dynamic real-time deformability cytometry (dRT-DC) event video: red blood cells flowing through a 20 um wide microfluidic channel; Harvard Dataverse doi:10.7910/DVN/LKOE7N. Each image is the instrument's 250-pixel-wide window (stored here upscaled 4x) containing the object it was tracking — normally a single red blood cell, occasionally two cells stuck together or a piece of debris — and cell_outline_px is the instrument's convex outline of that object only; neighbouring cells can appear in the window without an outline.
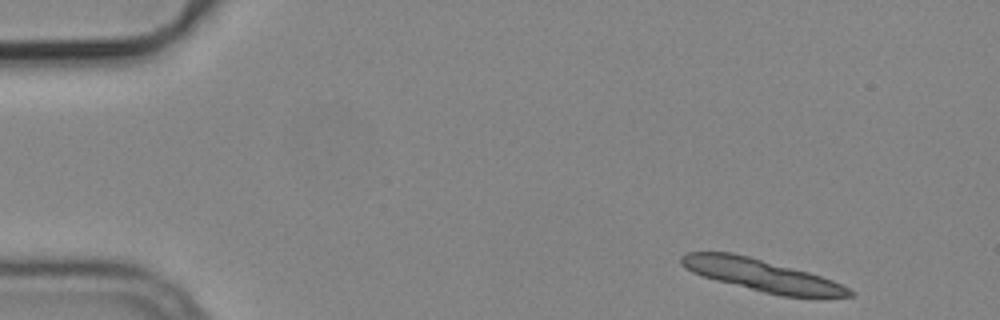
{"species": "common noctule bat (a hibernating species)", "species_latin": "Nyctalus noctula", "temperature_condition": "cold", "stored_images_in_passage": 3, "camera_frame_rate_fps": 3000, "um_per_image_px": 0.085, "animal": {"sex": "male", "body_mass_g": 19.2, "forearm_length_mm": 51.8}, "frame": {"image": 1, "passage_image": 1, "time_ms": 0.0, "image_size_px": [1000, 320], "cell_outline_px": [[856, 292], [852, 296], [780, 296], [716, 280], [692, 272], [684, 268], [680, 264], [680, 256], [688, 252], [732, 252], [748, 256], [808, 272], [832, 280]], "centroid_in_image_um": [64.69, 23.38], "position_along_channel_um": 20.3, "area_um2": 30.75}}